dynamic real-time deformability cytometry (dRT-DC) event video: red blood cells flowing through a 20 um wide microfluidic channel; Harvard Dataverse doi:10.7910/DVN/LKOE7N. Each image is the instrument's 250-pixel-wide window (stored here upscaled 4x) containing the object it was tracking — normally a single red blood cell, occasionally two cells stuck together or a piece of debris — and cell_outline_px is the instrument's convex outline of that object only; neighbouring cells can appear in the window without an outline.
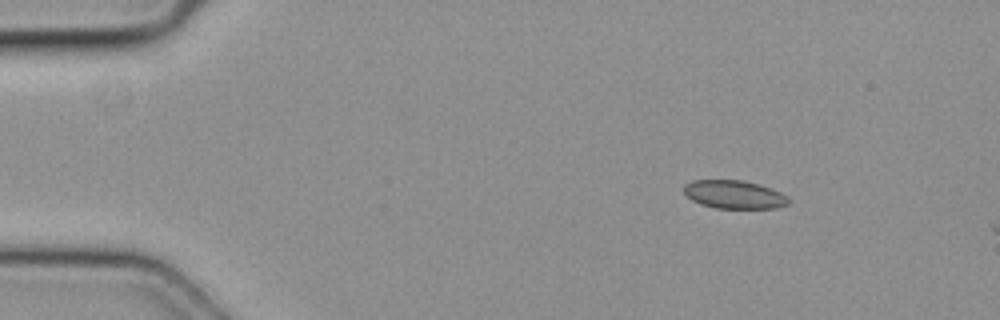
{"species": "common noctule bat (a hibernating species)", "species_latin": "Nyctalus noctula", "temperature_condition": "cold", "stored_images_in_passage": 3, "camera_frame_rate_fps": 3000, "um_per_image_px": 0.085, "animal": {"sex": "female", "body_mass_g": 19.3, "forearm_length_mm": 54.1}, "frame": {"image": 1, "passage_image": 1, "time_ms": 0.0, "image_size_px": [1000, 320], "cell_outline_px": [[788, 204], [776, 208], [716, 208], [700, 204], [692, 200], [684, 192], [684, 184], [692, 180], [740, 180], [756, 184], [780, 192], [788, 196]], "centroid_in_image_um": [62.37, 16.54], "position_along_channel_um": 22.6, "area_um2": 17.05}}